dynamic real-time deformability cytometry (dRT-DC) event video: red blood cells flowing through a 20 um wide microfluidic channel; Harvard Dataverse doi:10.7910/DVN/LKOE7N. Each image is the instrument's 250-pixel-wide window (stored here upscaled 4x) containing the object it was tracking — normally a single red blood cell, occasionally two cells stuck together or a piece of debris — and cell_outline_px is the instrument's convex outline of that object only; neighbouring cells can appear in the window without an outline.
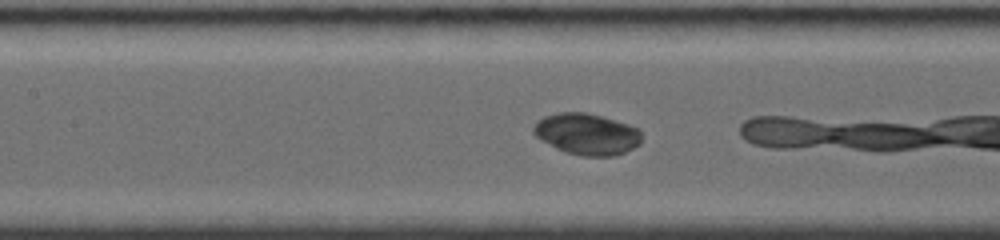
{"species": "common noctule bat (a hibernating species)", "species_latin": "Nyctalus noctula", "temperature_condition": "room temperature", "stored_images_in_passage": 45, "camera_frame_rate_fps": 4000, "um_per_image_px": 0.085, "animal": {"sex": "female", "body_mass_g": 19.0, "forearm_length_mm": 56.7}, "frame": {"image": 1, "passage_image": 19, "time_ms": 6.25, "image_size_px": [1000, 240], "cell_outline_px": [[640, 144], [624, 152], [612, 156], [580, 156], [556, 148], [540, 140], [532, 132], [532, 128], [544, 116], [560, 112], [584, 112], [600, 116], [628, 124], [640, 128]], "centroid_in_image_um": [49.87, 11.4], "position_along_channel_um": 157.5, "area_um2": 25.84}}
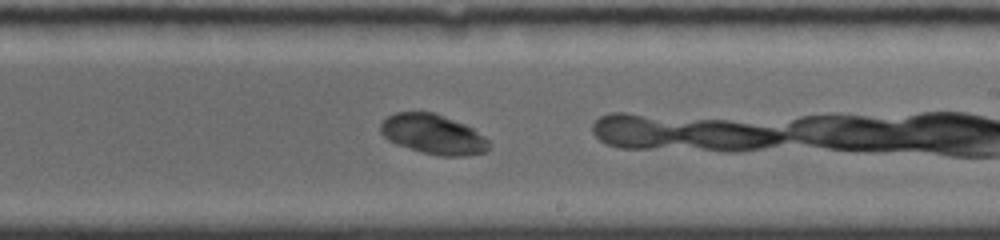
{"frame": {"image": 2, "passage_image": 27, "time_ms": 8.75, "image_size_px": [1000, 240], "cell_outline_px": [[488, 148], [484, 152], [468, 156], [440, 156], [424, 152], [396, 144], [388, 140], [380, 132], [380, 124], [388, 116], [396, 112], [432, 112], [464, 124], [472, 128], [484, 136], [488, 140]], "centroid_in_image_um": [36.8, 11.42], "position_along_channel_um": 252.2, "area_um2": 24.85}}
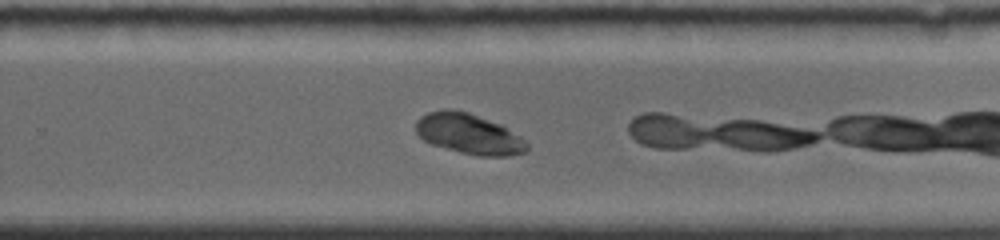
{"frame": {"image": 3, "passage_image": 31, "time_ms": 9.75, "image_size_px": [1000, 240], "cell_outline_px": [[528, 148], [524, 152], [508, 156], [480, 156], [460, 152], [432, 144], [424, 140], [416, 132], [416, 120], [420, 116], [428, 112], [444, 108], [456, 108], [468, 112], [500, 124], [520, 136], [528, 144]], "centroid_in_image_um": [39.83, 11.36], "position_along_channel_um": 290.0, "area_um2": 26.18}}